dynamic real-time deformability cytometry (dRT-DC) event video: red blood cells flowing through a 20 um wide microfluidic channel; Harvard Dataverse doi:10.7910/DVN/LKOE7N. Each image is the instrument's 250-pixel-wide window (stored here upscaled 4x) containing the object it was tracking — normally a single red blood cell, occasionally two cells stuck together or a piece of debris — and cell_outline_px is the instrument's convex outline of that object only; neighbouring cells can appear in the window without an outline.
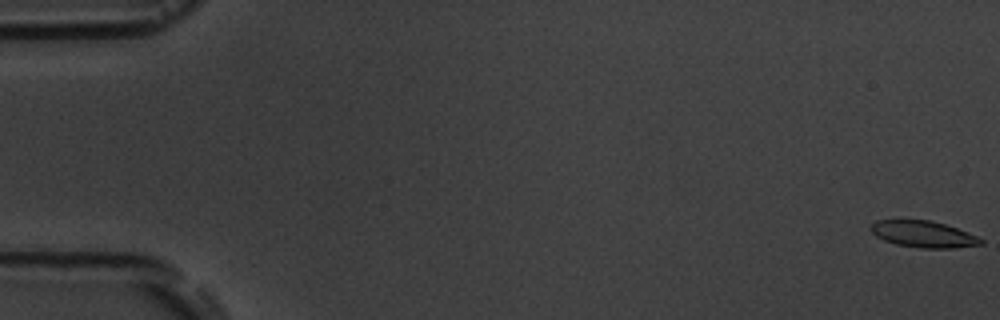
{"species": "common noctule bat (a hibernating species)", "species_latin": "Nyctalus noctula", "temperature_condition": "room temperature", "stored_images_in_passage": 6, "camera_frame_rate_fps": 3000, "um_per_image_px": 0.085, "animal": {"sex": "male", "body_mass_g": 19.5, "forearm_length_mm": 54.6}, "frame": {"image": 1, "passage_image": 1, "time_ms": 0.0, "image_size_px": [1000, 320], "cell_outline_px": [[984, 244], [952, 248], [920, 248], [896, 244], [884, 240], [876, 236], [868, 228], [876, 220], [900, 216], [932, 220], [968, 232], [984, 240]], "centroid_in_image_um": [78.4, 19.84], "position_along_channel_um": 6.6, "area_um2": 17.8}}